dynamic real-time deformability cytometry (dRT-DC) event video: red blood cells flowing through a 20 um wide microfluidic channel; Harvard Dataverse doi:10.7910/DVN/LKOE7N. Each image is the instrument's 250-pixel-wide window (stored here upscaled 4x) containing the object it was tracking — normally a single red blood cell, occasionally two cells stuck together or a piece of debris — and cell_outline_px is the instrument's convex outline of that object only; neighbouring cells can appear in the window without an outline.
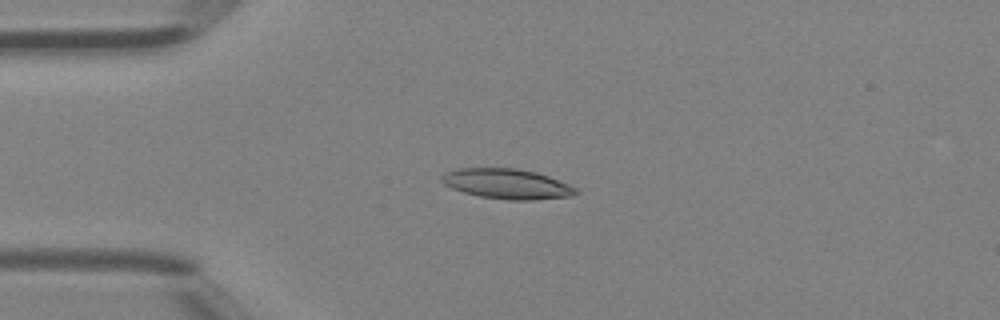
{"species": "Egyptian fruit bat (a non-hibernating species)", "species_latin": "Rousettus aegyptiacus", "temperature_condition": "room temperature", "stored_images_in_passage": 4, "camera_frame_rate_fps": 3000, "um_per_image_px": 0.085, "animal": {"sex": "female"}, "frame": {"image": 1, "passage_image": 3, "time_ms": 0.667, "image_size_px": [1000, 320], "cell_outline_px": [[580, 192], [572, 196], [532, 200], [508, 200], [480, 196], [464, 192], [452, 188], [444, 184], [440, 180], [440, 176], [448, 172], [460, 168], [516, 168], [536, 172], [548, 176], [568, 184], [576, 188]], "centroid_in_image_um": [43.11, 15.63], "position_along_channel_um": 41.9, "area_um2": 23.41}}